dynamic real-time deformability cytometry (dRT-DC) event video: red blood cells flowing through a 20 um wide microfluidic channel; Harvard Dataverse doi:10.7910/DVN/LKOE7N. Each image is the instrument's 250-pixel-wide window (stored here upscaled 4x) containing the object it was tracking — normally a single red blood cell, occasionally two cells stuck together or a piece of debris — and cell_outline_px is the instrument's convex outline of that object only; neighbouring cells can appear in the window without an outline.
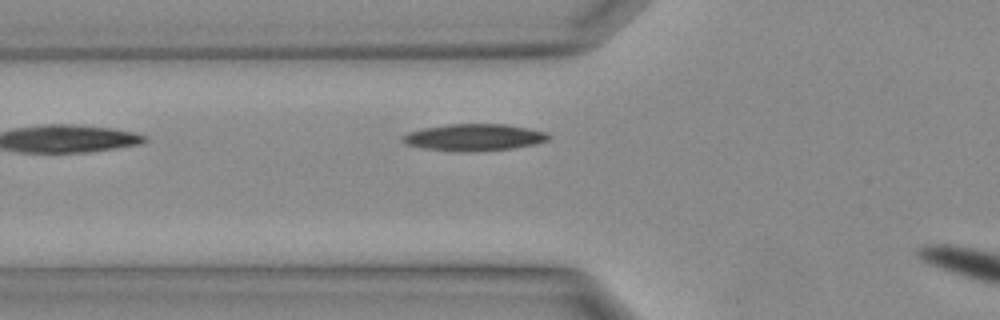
{"species": "Egyptian fruit bat (a non-hibernating species)", "species_latin": "Rousettus aegyptiacus", "temperature_condition": "warm", "stored_images_in_passage": 7, "camera_frame_rate_fps": 3000, "um_per_image_px": 0.085, "animal": {"sex": "female"}, "frame": {"image": 1, "passage_image": 7, "time_ms": 2.0, "image_size_px": [1000, 320], "cell_outline_px": [[548, 140], [532, 144], [512, 148], [472, 152], [452, 152], [420, 148], [408, 144], [400, 140], [400, 136], [408, 132], [424, 128], [448, 124], [508, 124], [548, 132]], "centroid_in_image_um": [40.23, 11.68], "position_along_channel_um": 85.6, "area_um2": 23.0}}